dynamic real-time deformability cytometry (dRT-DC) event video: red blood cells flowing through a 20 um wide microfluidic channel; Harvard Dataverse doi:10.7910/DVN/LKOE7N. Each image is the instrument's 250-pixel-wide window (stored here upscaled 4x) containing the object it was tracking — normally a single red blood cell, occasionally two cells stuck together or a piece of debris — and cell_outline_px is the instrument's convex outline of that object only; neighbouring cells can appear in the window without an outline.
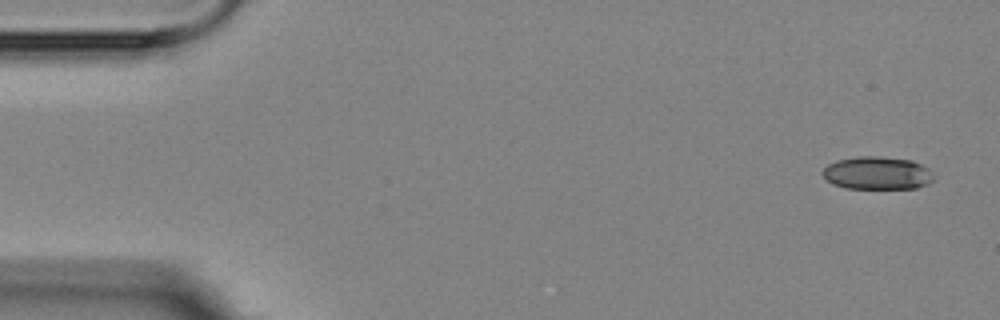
{"species": "Egyptian fruit bat (a non-hibernating species)", "species_latin": "Rousettus aegyptiacus", "temperature_condition": "room temperature", "stored_images_in_passage": 6, "camera_frame_rate_fps": 3000, "um_per_image_px": 0.085, "animal": {"sex": "female"}, "frame": {"image": 1, "passage_image": 1, "time_ms": 0.0, "image_size_px": [1000, 320], "cell_outline_px": [[936, 176], [928, 184], [916, 188], [844, 188], [832, 184], [824, 180], [820, 172], [828, 164], [836, 160], [856, 156], [880, 156], [912, 160], [928, 168]], "centroid_in_image_um": [74.53, 14.71], "position_along_channel_um": 10.5, "area_um2": 21.68}}
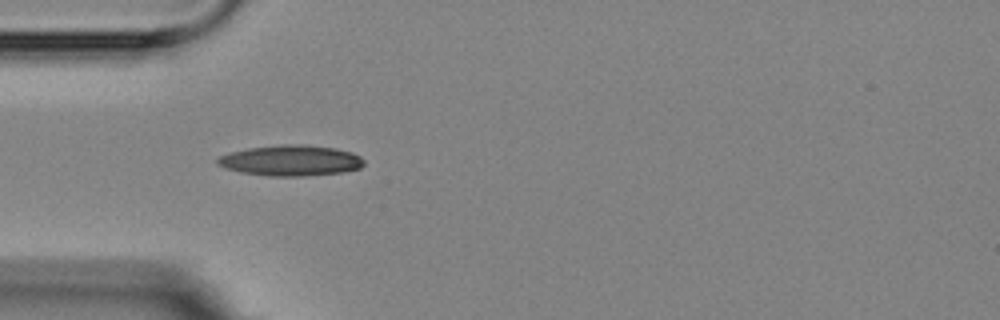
{"frame": {"image": 2, "passage_image": 5, "time_ms": 4.667, "image_size_px": [1000, 320], "cell_outline_px": [[364, 164], [360, 168], [340, 172], [304, 176], [268, 176], [240, 172], [224, 168], [216, 164], [216, 160], [220, 156], [232, 152], [248, 148], [280, 144], [304, 144], [336, 148], [352, 152], [360, 156], [364, 160]], "centroid_in_image_um": [24.71, 13.64], "position_along_channel_um": 60.3, "area_um2": 26.3}}
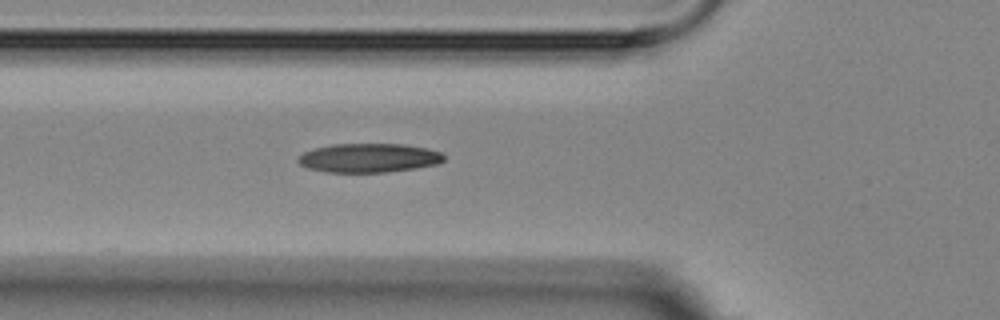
{"frame": {"image": 3, "passage_image": 6, "time_ms": 5.667, "image_size_px": [1000, 320], "cell_outline_px": [[444, 160], [436, 164], [416, 168], [388, 172], [324, 172], [308, 168], [300, 164], [296, 160], [296, 156], [312, 148], [332, 144], [404, 144], [428, 148], [440, 152], [444, 156]], "centroid_in_image_um": [31.3, 13.42], "position_along_channel_um": 94.5, "area_um2": 24.85}}